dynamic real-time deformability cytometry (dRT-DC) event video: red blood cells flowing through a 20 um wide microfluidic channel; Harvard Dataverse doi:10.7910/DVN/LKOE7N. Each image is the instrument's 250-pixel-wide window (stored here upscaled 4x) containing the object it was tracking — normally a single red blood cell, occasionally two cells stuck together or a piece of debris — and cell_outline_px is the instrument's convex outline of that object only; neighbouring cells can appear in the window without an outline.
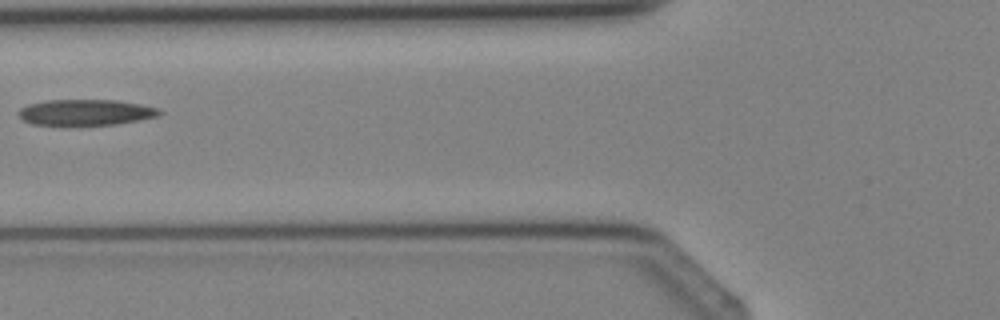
{"species": "Egyptian fruit bat (a non-hibernating species)", "species_latin": "Rousettus aegyptiacus", "temperature_condition": "cold", "stored_images_in_passage": 3, "camera_frame_rate_fps": 3000, "um_per_image_px": 0.085, "animal": {"sex": "female"}, "frame": {"image": 1, "passage_image": 3, "time_ms": 2.333, "image_size_px": [1000, 320], "cell_outline_px": [[164, 112], [160, 116], [140, 120], [116, 124], [76, 128], [64, 128], [32, 124], [24, 120], [20, 116], [20, 108], [28, 104], [48, 100], [116, 100], [140, 104], [160, 108]], "centroid_in_image_um": [7.3, 9.6], "position_along_channel_um": 118.5, "area_um2": 22.43}}